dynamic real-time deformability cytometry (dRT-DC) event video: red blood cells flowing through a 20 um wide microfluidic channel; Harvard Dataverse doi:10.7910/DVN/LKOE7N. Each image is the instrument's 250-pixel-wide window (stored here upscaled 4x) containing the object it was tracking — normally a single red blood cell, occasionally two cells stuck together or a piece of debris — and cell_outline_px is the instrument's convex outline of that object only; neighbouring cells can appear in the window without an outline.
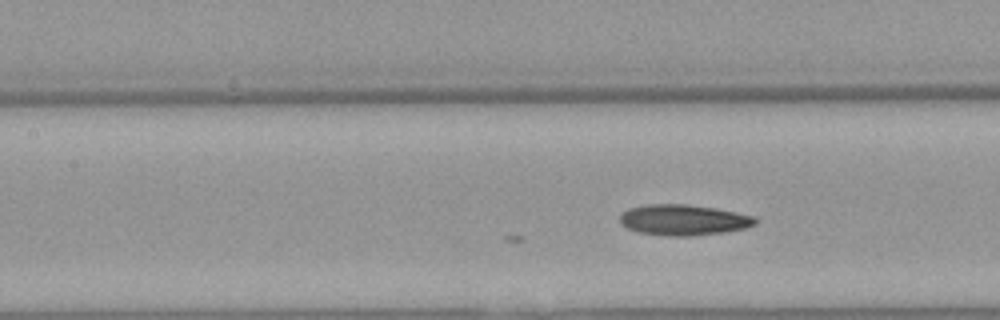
{"species": "Egyptian fruit bat (a non-hibernating species)", "species_latin": "Rousettus aegyptiacus", "temperature_condition": "warm", "stored_images_in_passage": 7, "camera_frame_rate_fps": 3000, "um_per_image_px": 0.085, "animal": {"sex": "female"}, "frame": {"image": 1, "passage_image": 7, "time_ms": 2.0, "image_size_px": [1000, 320], "cell_outline_px": [[756, 224], [748, 228], [724, 232], [688, 236], [668, 236], [636, 232], [620, 224], [620, 216], [628, 208], [644, 204], [688, 204], [716, 208], [736, 212], [752, 216], [756, 220]], "centroid_in_image_um": [58.08, 18.69], "position_along_channel_um": 149.3, "area_um2": 24.39}}